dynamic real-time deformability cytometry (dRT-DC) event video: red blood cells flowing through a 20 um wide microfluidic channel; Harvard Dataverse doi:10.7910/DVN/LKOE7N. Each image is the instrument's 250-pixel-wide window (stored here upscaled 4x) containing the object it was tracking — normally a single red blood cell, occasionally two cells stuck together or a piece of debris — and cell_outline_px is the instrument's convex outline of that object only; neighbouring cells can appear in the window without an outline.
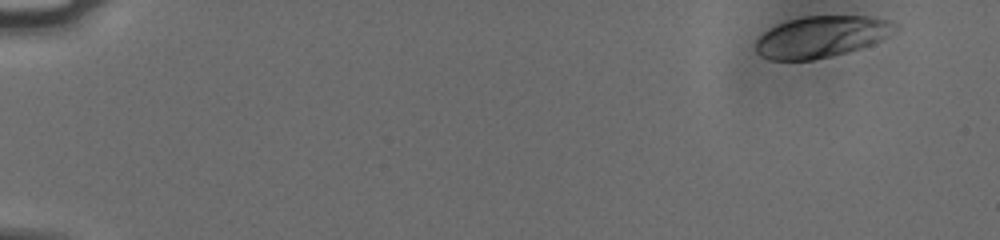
{"species": "human", "species_latin": "Homo sapiens", "temperature_condition": "cold", "stored_images_in_passage": 53, "camera_frame_rate_fps": 3000, "um_per_image_px": 0.085, "donor": {"sex": "male"}, "frame": {"image": 1, "passage_image": 1, "time_ms": 0.0, "image_size_px": [1000, 240], "cell_outline_px": [[888, 24], [880, 40], [872, 44], [848, 52], [812, 60], [768, 60], [760, 56], [756, 52], [756, 40], [764, 32], [776, 24], [788, 20], [804, 16], [868, 16], [888, 20]], "centroid_in_image_um": [69.61, 3.14], "position_along_channel_um": 15.4, "area_um2": 32.66}}
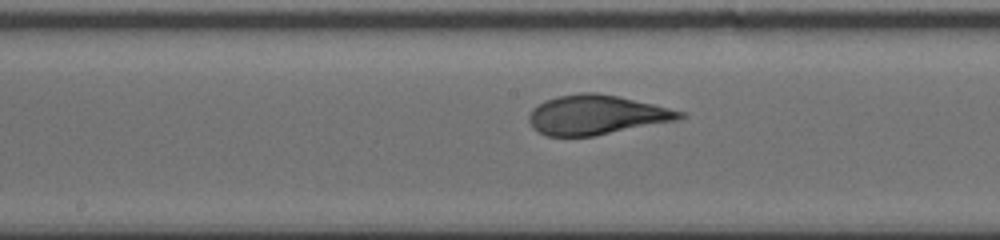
{"frame": {"image": 2, "passage_image": 28, "time_ms": 9.0, "image_size_px": [1000, 240], "cell_outline_px": [[684, 116], [680, 120], [592, 136], [548, 136], [532, 128], [528, 120], [528, 116], [532, 108], [536, 104], [544, 100], [556, 96], [580, 92], [596, 92], [616, 96], [652, 104], [684, 112]], "centroid_in_image_um": [50.65, 9.76], "position_along_channel_um": 197.6, "area_um2": 34.68}}
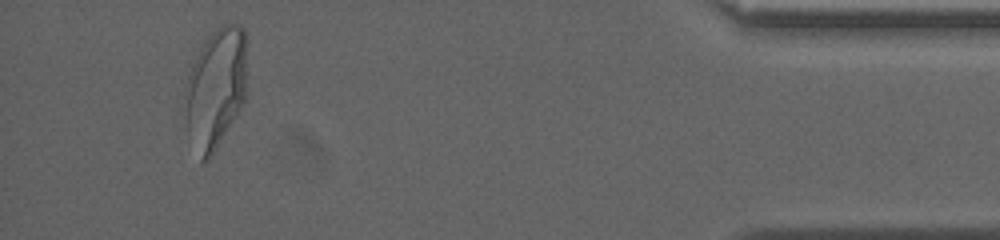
{"frame": {"image": 3, "passage_image": 50, "time_ms": 16.333, "image_size_px": [1000, 240], "cell_outline_px": [[248, 40], [244, 104], [216, 148], [208, 160], [200, 160], [188, 128], [184, 92], [184, 84], [188, 72], [204, 40], [220, 24], [236, 24], [244, 28]], "centroid_in_image_um": [18.37, 7.4], "position_along_channel_um": 416.8, "area_um2": 43.7}, "authors_computed_cell_mechanics": {"area_um2": 34.68, "velocity_mm_per_s": 3.7611, "shape_relaxation_time_tau1_ms": 3.9678, "shape_relaxation_time_tau2_ms": null, "deformation_change_tau1": 0.2002, "deformation_change_tau2": null}}